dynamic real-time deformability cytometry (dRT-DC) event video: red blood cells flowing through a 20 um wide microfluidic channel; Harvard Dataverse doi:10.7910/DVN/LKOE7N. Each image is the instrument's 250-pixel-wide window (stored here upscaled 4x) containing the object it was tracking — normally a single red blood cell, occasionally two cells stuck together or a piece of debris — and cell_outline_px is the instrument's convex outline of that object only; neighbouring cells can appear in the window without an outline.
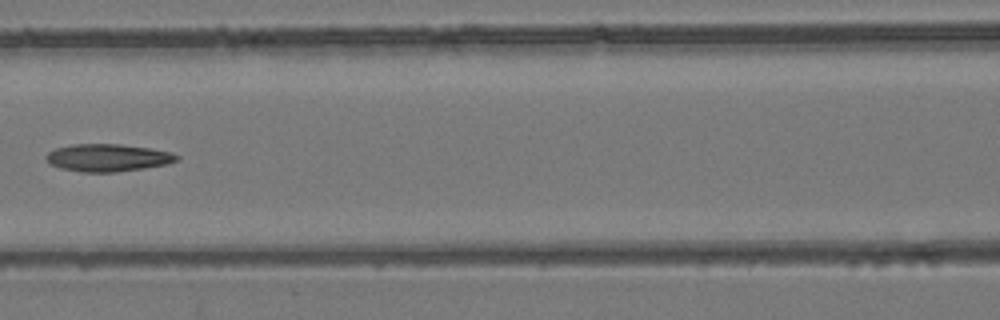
{"species": "common noctule bat (a hibernating species)", "species_latin": "Nyctalus noctula", "temperature_condition": "room temperature", "stored_images_in_passage": 7, "camera_frame_rate_fps": 3000, "um_per_image_px": 0.085, "animal": {"sex": "female", "body_mass_g": 24.6, "forearm_length_mm": 56.2}, "frame": {"image": 1, "passage_image": 5, "time_ms": 1.333, "image_size_px": [1000, 320], "cell_outline_px": [[180, 156], [176, 160], [168, 164], [144, 168], [116, 172], [84, 172], [60, 168], [52, 164], [44, 156], [48, 152], [56, 148], [72, 144], [120, 144], [152, 148], [172, 152]], "centroid_in_image_um": [9.19, 13.4], "position_along_channel_um": 157.4, "area_um2": 20.92}}
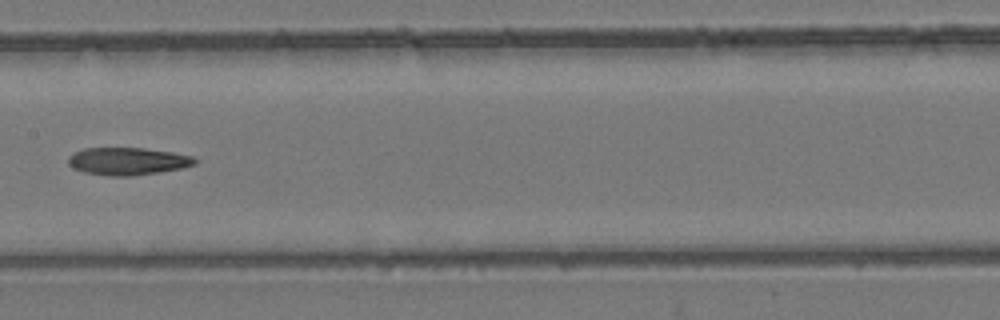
{"frame": {"image": 2, "passage_image": 6, "time_ms": 1.667, "image_size_px": [1000, 320], "cell_outline_px": [[196, 164], [180, 168], [160, 172], [132, 176], [108, 176], [84, 172], [72, 168], [68, 164], [68, 156], [72, 152], [84, 148], [144, 148], [172, 152], [192, 156], [196, 160]], "centroid_in_image_um": [10.8, 13.7], "position_along_channel_um": 196.6, "area_um2": 20.4}}
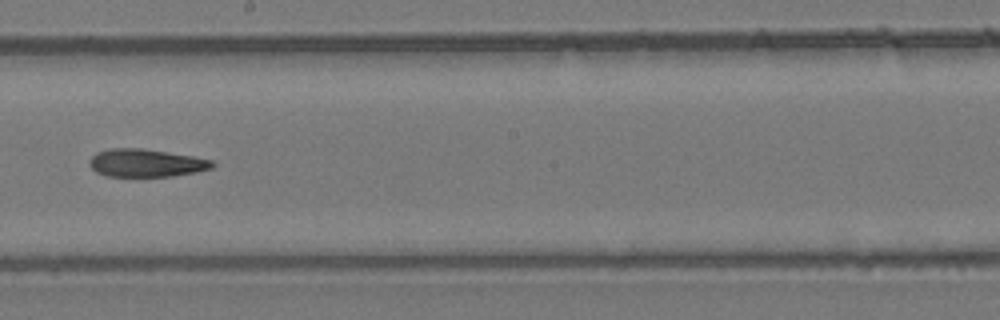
{"frame": {"image": 3, "passage_image": 7, "time_ms": 2.0, "image_size_px": [1000, 320], "cell_outline_px": [[216, 164], [212, 168], [196, 172], [172, 176], [108, 176], [96, 172], [88, 164], [92, 156], [96, 152], [108, 148], [144, 148], [192, 156], [212, 160]], "centroid_in_image_um": [12.41, 13.84], "position_along_channel_um": 235.8, "area_um2": 20.0}}